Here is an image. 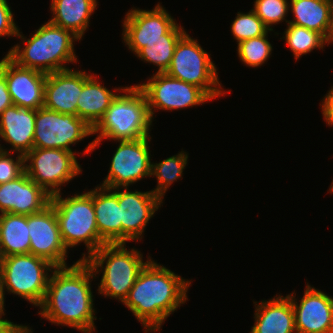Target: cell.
<instances>
[{"label":"cell","mask_w":333,"mask_h":333,"mask_svg":"<svg viewBox=\"0 0 333 333\" xmlns=\"http://www.w3.org/2000/svg\"><path fill=\"white\" fill-rule=\"evenodd\" d=\"M51 203L65 247L72 248L82 242L87 247L88 256L84 253L79 260H85L106 244L98 233L92 190L67 198L59 193L51 196Z\"/></svg>","instance_id":"obj_6"},{"label":"cell","mask_w":333,"mask_h":333,"mask_svg":"<svg viewBox=\"0 0 333 333\" xmlns=\"http://www.w3.org/2000/svg\"><path fill=\"white\" fill-rule=\"evenodd\" d=\"M322 114L328 125L333 126V86L322 101Z\"/></svg>","instance_id":"obj_35"},{"label":"cell","mask_w":333,"mask_h":333,"mask_svg":"<svg viewBox=\"0 0 333 333\" xmlns=\"http://www.w3.org/2000/svg\"><path fill=\"white\" fill-rule=\"evenodd\" d=\"M285 30L283 39H285L296 60L301 55L308 54L316 48L323 49L325 44H329L320 33L302 26L288 23Z\"/></svg>","instance_id":"obj_29"},{"label":"cell","mask_w":333,"mask_h":333,"mask_svg":"<svg viewBox=\"0 0 333 333\" xmlns=\"http://www.w3.org/2000/svg\"><path fill=\"white\" fill-rule=\"evenodd\" d=\"M19 30L17 37L24 40L26 46L22 49L17 44L7 53L19 66L49 74L69 69L66 63L77 62L73 43L80 39L71 31L49 21L26 40Z\"/></svg>","instance_id":"obj_4"},{"label":"cell","mask_w":333,"mask_h":333,"mask_svg":"<svg viewBox=\"0 0 333 333\" xmlns=\"http://www.w3.org/2000/svg\"><path fill=\"white\" fill-rule=\"evenodd\" d=\"M93 277L94 273L85 260H77L70 267H56L39 306V315L52 324H64L83 333L95 331L97 317L94 316L90 283Z\"/></svg>","instance_id":"obj_1"},{"label":"cell","mask_w":333,"mask_h":333,"mask_svg":"<svg viewBox=\"0 0 333 333\" xmlns=\"http://www.w3.org/2000/svg\"><path fill=\"white\" fill-rule=\"evenodd\" d=\"M255 303V324L251 333H296L294 310L288 295ZM257 305V306H256Z\"/></svg>","instance_id":"obj_21"},{"label":"cell","mask_w":333,"mask_h":333,"mask_svg":"<svg viewBox=\"0 0 333 333\" xmlns=\"http://www.w3.org/2000/svg\"><path fill=\"white\" fill-rule=\"evenodd\" d=\"M75 153L62 149L33 148L24 155L25 173L49 195L59 194L62 185L82 172Z\"/></svg>","instance_id":"obj_9"},{"label":"cell","mask_w":333,"mask_h":333,"mask_svg":"<svg viewBox=\"0 0 333 333\" xmlns=\"http://www.w3.org/2000/svg\"><path fill=\"white\" fill-rule=\"evenodd\" d=\"M137 86L146 96L151 118L155 108L179 110L213 100L203 89L166 73L156 72L147 83Z\"/></svg>","instance_id":"obj_11"},{"label":"cell","mask_w":333,"mask_h":333,"mask_svg":"<svg viewBox=\"0 0 333 333\" xmlns=\"http://www.w3.org/2000/svg\"><path fill=\"white\" fill-rule=\"evenodd\" d=\"M92 200L100 238L106 244L122 243L118 188L97 186L92 190Z\"/></svg>","instance_id":"obj_22"},{"label":"cell","mask_w":333,"mask_h":333,"mask_svg":"<svg viewBox=\"0 0 333 333\" xmlns=\"http://www.w3.org/2000/svg\"><path fill=\"white\" fill-rule=\"evenodd\" d=\"M3 259H4V256L2 254L1 247H0V265H1L2 261H3Z\"/></svg>","instance_id":"obj_41"},{"label":"cell","mask_w":333,"mask_h":333,"mask_svg":"<svg viewBox=\"0 0 333 333\" xmlns=\"http://www.w3.org/2000/svg\"><path fill=\"white\" fill-rule=\"evenodd\" d=\"M150 137L138 140L118 141L119 146L115 151L109 173L100 185L114 189L129 187L131 184L151 177Z\"/></svg>","instance_id":"obj_12"},{"label":"cell","mask_w":333,"mask_h":333,"mask_svg":"<svg viewBox=\"0 0 333 333\" xmlns=\"http://www.w3.org/2000/svg\"><path fill=\"white\" fill-rule=\"evenodd\" d=\"M331 25H332V33H333V0H331Z\"/></svg>","instance_id":"obj_40"},{"label":"cell","mask_w":333,"mask_h":333,"mask_svg":"<svg viewBox=\"0 0 333 333\" xmlns=\"http://www.w3.org/2000/svg\"><path fill=\"white\" fill-rule=\"evenodd\" d=\"M0 247L4 257L30 253L27 215L0 214Z\"/></svg>","instance_id":"obj_26"},{"label":"cell","mask_w":333,"mask_h":333,"mask_svg":"<svg viewBox=\"0 0 333 333\" xmlns=\"http://www.w3.org/2000/svg\"><path fill=\"white\" fill-rule=\"evenodd\" d=\"M0 73L6 79L13 105L33 110L44 107L47 74L21 67L7 54L0 61Z\"/></svg>","instance_id":"obj_15"},{"label":"cell","mask_w":333,"mask_h":333,"mask_svg":"<svg viewBox=\"0 0 333 333\" xmlns=\"http://www.w3.org/2000/svg\"><path fill=\"white\" fill-rule=\"evenodd\" d=\"M55 268L48 260L31 253L6 256L0 265L2 287L38 307L47 290L48 272Z\"/></svg>","instance_id":"obj_7"},{"label":"cell","mask_w":333,"mask_h":333,"mask_svg":"<svg viewBox=\"0 0 333 333\" xmlns=\"http://www.w3.org/2000/svg\"><path fill=\"white\" fill-rule=\"evenodd\" d=\"M13 325V322L0 318V333H8Z\"/></svg>","instance_id":"obj_38"},{"label":"cell","mask_w":333,"mask_h":333,"mask_svg":"<svg viewBox=\"0 0 333 333\" xmlns=\"http://www.w3.org/2000/svg\"><path fill=\"white\" fill-rule=\"evenodd\" d=\"M50 202L51 195L25 172L12 181L0 184V214L28 216L42 211Z\"/></svg>","instance_id":"obj_18"},{"label":"cell","mask_w":333,"mask_h":333,"mask_svg":"<svg viewBox=\"0 0 333 333\" xmlns=\"http://www.w3.org/2000/svg\"><path fill=\"white\" fill-rule=\"evenodd\" d=\"M35 119L36 110L17 105H11L2 112L0 137L12 146L10 152L25 155L34 148Z\"/></svg>","instance_id":"obj_20"},{"label":"cell","mask_w":333,"mask_h":333,"mask_svg":"<svg viewBox=\"0 0 333 333\" xmlns=\"http://www.w3.org/2000/svg\"><path fill=\"white\" fill-rule=\"evenodd\" d=\"M255 14L262 20V22L269 28L273 24H278L281 21L288 23L286 14L289 9V2L287 0H255L254 9Z\"/></svg>","instance_id":"obj_32"},{"label":"cell","mask_w":333,"mask_h":333,"mask_svg":"<svg viewBox=\"0 0 333 333\" xmlns=\"http://www.w3.org/2000/svg\"><path fill=\"white\" fill-rule=\"evenodd\" d=\"M91 75L85 71L66 69L47 74L44 107L61 114L77 116V101L84 82Z\"/></svg>","instance_id":"obj_19"},{"label":"cell","mask_w":333,"mask_h":333,"mask_svg":"<svg viewBox=\"0 0 333 333\" xmlns=\"http://www.w3.org/2000/svg\"><path fill=\"white\" fill-rule=\"evenodd\" d=\"M93 134V128L83 119L72 114L41 107L36 110L34 148L62 149Z\"/></svg>","instance_id":"obj_10"},{"label":"cell","mask_w":333,"mask_h":333,"mask_svg":"<svg viewBox=\"0 0 333 333\" xmlns=\"http://www.w3.org/2000/svg\"><path fill=\"white\" fill-rule=\"evenodd\" d=\"M273 31L262 22V20L251 9L248 13H237L232 22L231 32L237 42L260 37L267 32Z\"/></svg>","instance_id":"obj_31"},{"label":"cell","mask_w":333,"mask_h":333,"mask_svg":"<svg viewBox=\"0 0 333 333\" xmlns=\"http://www.w3.org/2000/svg\"><path fill=\"white\" fill-rule=\"evenodd\" d=\"M289 7L294 19L288 23L316 31L333 42L331 0H290Z\"/></svg>","instance_id":"obj_23"},{"label":"cell","mask_w":333,"mask_h":333,"mask_svg":"<svg viewBox=\"0 0 333 333\" xmlns=\"http://www.w3.org/2000/svg\"><path fill=\"white\" fill-rule=\"evenodd\" d=\"M175 24V19L160 4L148 11L132 8L124 17L122 37L127 47L137 54L146 44L166 41V33Z\"/></svg>","instance_id":"obj_13"},{"label":"cell","mask_w":333,"mask_h":333,"mask_svg":"<svg viewBox=\"0 0 333 333\" xmlns=\"http://www.w3.org/2000/svg\"><path fill=\"white\" fill-rule=\"evenodd\" d=\"M186 33L177 23L166 33V41H155L146 44L137 57L144 62L153 63L158 67L157 73H165L170 66L174 49L179 39Z\"/></svg>","instance_id":"obj_27"},{"label":"cell","mask_w":333,"mask_h":333,"mask_svg":"<svg viewBox=\"0 0 333 333\" xmlns=\"http://www.w3.org/2000/svg\"><path fill=\"white\" fill-rule=\"evenodd\" d=\"M13 105L10 93L7 89L5 77L0 73V115L7 108Z\"/></svg>","instance_id":"obj_36"},{"label":"cell","mask_w":333,"mask_h":333,"mask_svg":"<svg viewBox=\"0 0 333 333\" xmlns=\"http://www.w3.org/2000/svg\"><path fill=\"white\" fill-rule=\"evenodd\" d=\"M188 154L181 151L159 163H151V176L157 177V186L153 191L162 200L169 186L177 179L182 178L183 169L187 165Z\"/></svg>","instance_id":"obj_28"},{"label":"cell","mask_w":333,"mask_h":333,"mask_svg":"<svg viewBox=\"0 0 333 333\" xmlns=\"http://www.w3.org/2000/svg\"><path fill=\"white\" fill-rule=\"evenodd\" d=\"M97 5V0H52L50 9L54 17L49 21L81 40Z\"/></svg>","instance_id":"obj_24"},{"label":"cell","mask_w":333,"mask_h":333,"mask_svg":"<svg viewBox=\"0 0 333 333\" xmlns=\"http://www.w3.org/2000/svg\"><path fill=\"white\" fill-rule=\"evenodd\" d=\"M114 90L125 94L116 96L93 127V134L99 135L85 148L84 154L92 152L104 138L126 141L150 137L153 120L143 91L137 85Z\"/></svg>","instance_id":"obj_3"},{"label":"cell","mask_w":333,"mask_h":333,"mask_svg":"<svg viewBox=\"0 0 333 333\" xmlns=\"http://www.w3.org/2000/svg\"><path fill=\"white\" fill-rule=\"evenodd\" d=\"M17 27L7 0H0V37L17 36Z\"/></svg>","instance_id":"obj_34"},{"label":"cell","mask_w":333,"mask_h":333,"mask_svg":"<svg viewBox=\"0 0 333 333\" xmlns=\"http://www.w3.org/2000/svg\"><path fill=\"white\" fill-rule=\"evenodd\" d=\"M2 147L0 144V184L12 181L25 172L24 155L18 153L17 159H14L12 152Z\"/></svg>","instance_id":"obj_33"},{"label":"cell","mask_w":333,"mask_h":333,"mask_svg":"<svg viewBox=\"0 0 333 333\" xmlns=\"http://www.w3.org/2000/svg\"><path fill=\"white\" fill-rule=\"evenodd\" d=\"M268 32L260 37L247 39L238 43L237 51L241 62L249 67L264 64L272 53V46L268 41Z\"/></svg>","instance_id":"obj_30"},{"label":"cell","mask_w":333,"mask_h":333,"mask_svg":"<svg viewBox=\"0 0 333 333\" xmlns=\"http://www.w3.org/2000/svg\"><path fill=\"white\" fill-rule=\"evenodd\" d=\"M32 329L24 325L14 324L8 333H32Z\"/></svg>","instance_id":"obj_37"},{"label":"cell","mask_w":333,"mask_h":333,"mask_svg":"<svg viewBox=\"0 0 333 333\" xmlns=\"http://www.w3.org/2000/svg\"><path fill=\"white\" fill-rule=\"evenodd\" d=\"M30 253L42 257L56 267H65L67 248L61 237L53 204L42 211L28 215Z\"/></svg>","instance_id":"obj_14"},{"label":"cell","mask_w":333,"mask_h":333,"mask_svg":"<svg viewBox=\"0 0 333 333\" xmlns=\"http://www.w3.org/2000/svg\"><path fill=\"white\" fill-rule=\"evenodd\" d=\"M190 285L191 281L150 259L123 303L141 321L146 333L160 331L167 317L188 300Z\"/></svg>","instance_id":"obj_2"},{"label":"cell","mask_w":333,"mask_h":333,"mask_svg":"<svg viewBox=\"0 0 333 333\" xmlns=\"http://www.w3.org/2000/svg\"><path fill=\"white\" fill-rule=\"evenodd\" d=\"M125 245V243L104 244L85 259L94 275L100 273L102 267L103 275L98 286V293L105 297H114L122 303L127 298L140 271L151 259L148 257L147 261L143 262L140 251L135 248L129 251Z\"/></svg>","instance_id":"obj_5"},{"label":"cell","mask_w":333,"mask_h":333,"mask_svg":"<svg viewBox=\"0 0 333 333\" xmlns=\"http://www.w3.org/2000/svg\"><path fill=\"white\" fill-rule=\"evenodd\" d=\"M118 187V203L122 224V243L143 238V232L155 211L161 207L162 199L153 191H130L127 187L120 191ZM142 235V236H141ZM141 237V238H140Z\"/></svg>","instance_id":"obj_17"},{"label":"cell","mask_w":333,"mask_h":333,"mask_svg":"<svg viewBox=\"0 0 333 333\" xmlns=\"http://www.w3.org/2000/svg\"><path fill=\"white\" fill-rule=\"evenodd\" d=\"M329 191H330V193H333V182H332V185L329 188Z\"/></svg>","instance_id":"obj_42"},{"label":"cell","mask_w":333,"mask_h":333,"mask_svg":"<svg viewBox=\"0 0 333 333\" xmlns=\"http://www.w3.org/2000/svg\"><path fill=\"white\" fill-rule=\"evenodd\" d=\"M117 95L100 84L91 74L84 82L77 101V116L93 128Z\"/></svg>","instance_id":"obj_25"},{"label":"cell","mask_w":333,"mask_h":333,"mask_svg":"<svg viewBox=\"0 0 333 333\" xmlns=\"http://www.w3.org/2000/svg\"><path fill=\"white\" fill-rule=\"evenodd\" d=\"M4 296H5V290L2 287V281H1V277H0V318H2V316L5 315L4 313Z\"/></svg>","instance_id":"obj_39"},{"label":"cell","mask_w":333,"mask_h":333,"mask_svg":"<svg viewBox=\"0 0 333 333\" xmlns=\"http://www.w3.org/2000/svg\"><path fill=\"white\" fill-rule=\"evenodd\" d=\"M165 73L203 89L212 99L225 95L209 54L187 32L177 42Z\"/></svg>","instance_id":"obj_8"},{"label":"cell","mask_w":333,"mask_h":333,"mask_svg":"<svg viewBox=\"0 0 333 333\" xmlns=\"http://www.w3.org/2000/svg\"><path fill=\"white\" fill-rule=\"evenodd\" d=\"M288 296L294 310L296 333H333V297L308 283L299 304L294 292Z\"/></svg>","instance_id":"obj_16"}]
</instances>
